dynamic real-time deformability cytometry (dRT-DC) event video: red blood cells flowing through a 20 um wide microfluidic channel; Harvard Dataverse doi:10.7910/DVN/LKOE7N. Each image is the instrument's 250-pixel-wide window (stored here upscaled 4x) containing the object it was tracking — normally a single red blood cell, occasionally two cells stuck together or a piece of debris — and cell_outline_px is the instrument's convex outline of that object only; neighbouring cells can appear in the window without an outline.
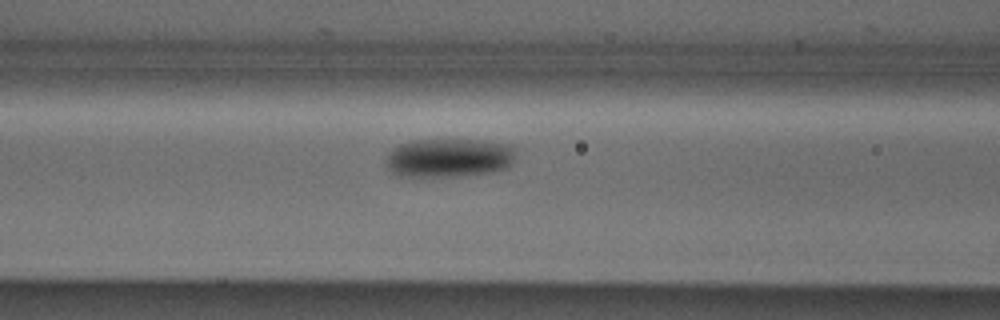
{"species": "Egyptian fruit bat (a non-hibernating species)", "species_latin": "Rousettus aegyptiacus", "temperature_condition": "cold", "stored_images_in_passage": 13, "camera_frame_rate_fps": 3000, "um_per_image_px": 0.085, "animal": {"sex": "male"}, "frame": {"image": 1, "passage_image": 8, "time_ms": 2.333, "image_size_px": [1000, 320], "cell_outline_px": [[516, 148], [512, 164], [508, 168], [492, 172], [460, 176], [400, 176], [392, 172], [388, 168], [384, 160], [388, 152], [392, 148], [400, 144], [412, 140], [484, 140], [512, 144]], "centroid_in_image_um": [38.18, 13.4], "position_along_channel_um": 128.4, "area_um2": 29.82}}
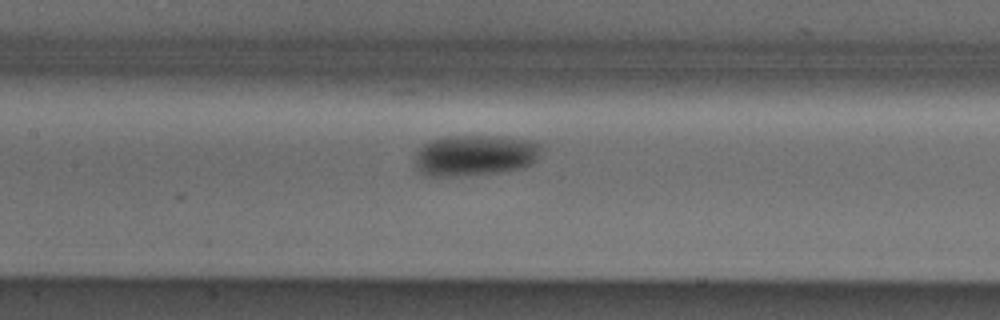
{"frame": {"image": 2, "passage_image": 11, "time_ms": 3.333, "image_size_px": [1000, 320], "cell_outline_px": [[540, 148], [536, 160], [532, 164], [520, 168], [500, 172], [460, 176], [424, 176], [416, 168], [416, 152], [424, 144], [432, 140], [448, 136], [504, 136], [536, 140], [540, 144]], "centroid_in_image_um": [40.38, 13.2], "position_along_channel_um": 167.0, "area_um2": 30.35}}